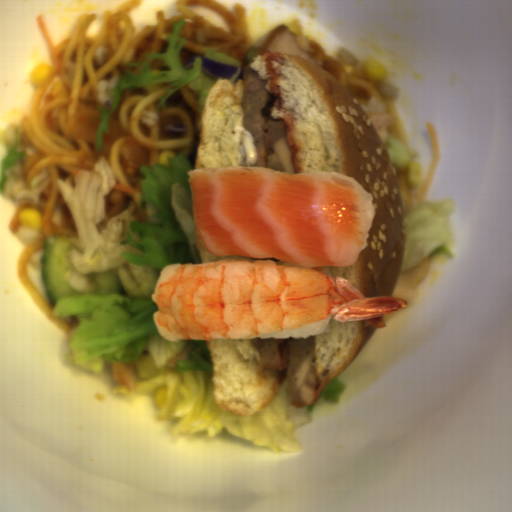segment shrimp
I'll return each instance as SVG.
<instances>
[{
  "instance_id": "obj_1",
  "label": "shrimp",
  "mask_w": 512,
  "mask_h": 512,
  "mask_svg": "<svg viewBox=\"0 0 512 512\" xmlns=\"http://www.w3.org/2000/svg\"><path fill=\"white\" fill-rule=\"evenodd\" d=\"M154 299L158 325L186 341L288 331L330 315L386 328L383 316L408 307L403 298L367 297L342 276L273 260L177 266Z\"/></svg>"
}]
</instances>
